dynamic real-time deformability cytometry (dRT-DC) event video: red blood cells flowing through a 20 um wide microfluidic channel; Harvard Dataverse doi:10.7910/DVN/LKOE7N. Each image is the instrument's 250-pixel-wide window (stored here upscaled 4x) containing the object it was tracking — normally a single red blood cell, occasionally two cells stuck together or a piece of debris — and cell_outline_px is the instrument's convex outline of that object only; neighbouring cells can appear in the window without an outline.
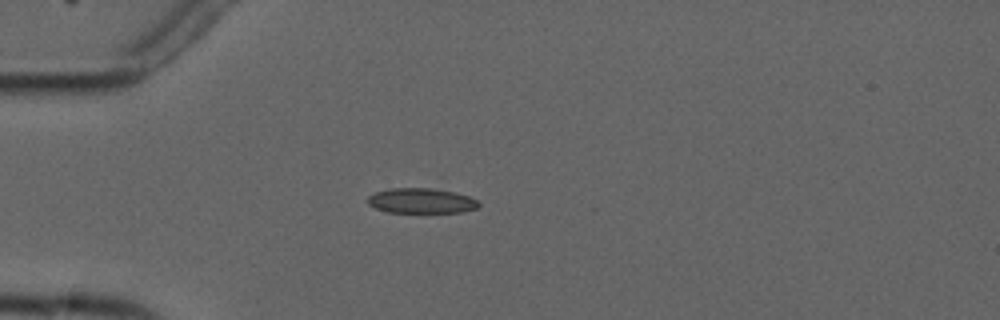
{"species": "common noctule bat (a hibernating species)", "species_latin": "Nyctalus noctula", "temperature_condition": "cold", "stored_images_in_passage": 5, "camera_frame_rate_fps": 3000, "um_per_image_px": 0.085, "animal": {"sex": "male", "forearm_length_mm": 52.5}, "frame": {"image": 1, "passage_image": 5, "time_ms": 4.667, "image_size_px": [1000, 320], "cell_outline_px": [[480, 204], [476, 208], [460, 212], [388, 212], [376, 208], [368, 204], [368, 196], [376, 192], [392, 188], [432, 188], [456, 192], [468, 196], [476, 200]], "centroid_in_image_um": [35.8, 17.06], "position_along_channel_um": 49.2, "area_um2": 16.07}}